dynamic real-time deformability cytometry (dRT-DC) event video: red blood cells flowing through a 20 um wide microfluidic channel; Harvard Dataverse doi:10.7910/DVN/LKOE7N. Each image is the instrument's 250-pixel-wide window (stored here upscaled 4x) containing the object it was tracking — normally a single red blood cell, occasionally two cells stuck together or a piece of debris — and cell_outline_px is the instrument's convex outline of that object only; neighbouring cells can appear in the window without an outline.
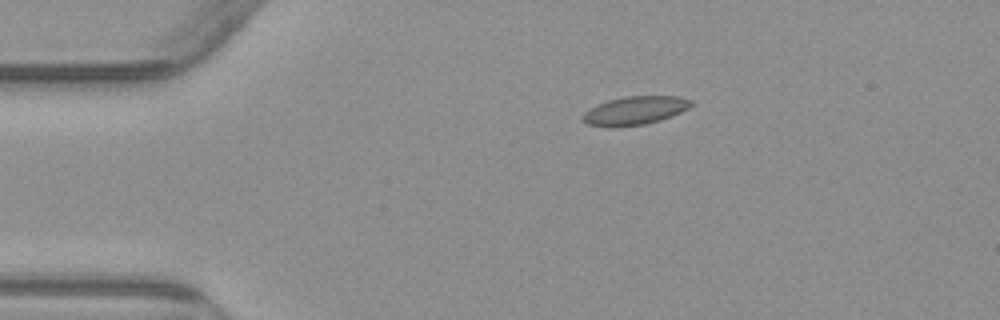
{"species": "common noctule bat (a hibernating species)", "species_latin": "Nyctalus noctula", "temperature_condition": "warm", "stored_images_in_passage": 3, "camera_frame_rate_fps": 3000, "um_per_image_px": 0.085, "animal": {"sex": "male", "body_mass_g": 23.1, "forearm_length_mm": 52.7}, "frame": {"image": 1, "passage_image": 1, "time_ms": 0.0, "image_size_px": [1000, 320], "cell_outline_px": [[692, 104], [688, 108], [672, 116], [660, 120], [644, 124], [612, 128], [588, 124], [580, 120], [580, 116], [584, 112], [608, 100], [624, 96], [680, 96], [692, 100]], "centroid_in_image_um": [53.95, 9.4], "position_along_channel_um": 31.1, "area_um2": 18.03}}
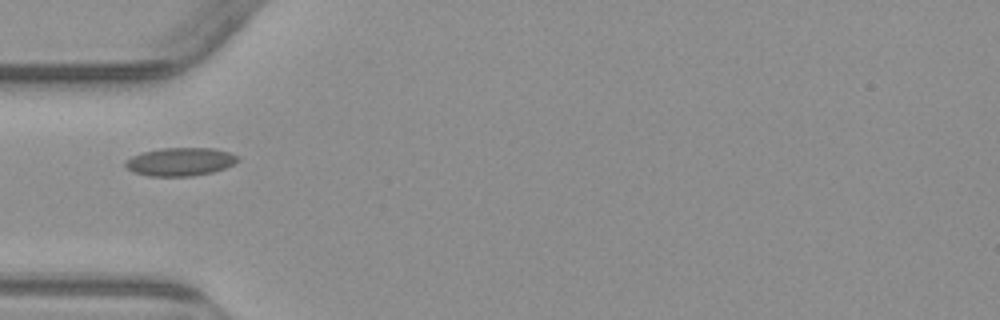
{"frame": {"image": 2, "passage_image": 3, "time_ms": 2.333, "image_size_px": [1000, 320], "cell_outline_px": [[240, 160], [224, 168], [212, 172], [192, 176], [148, 176], [132, 172], [124, 164], [132, 156], [144, 152], [160, 148], [212, 148], [228, 152], [240, 156]], "centroid_in_image_um": [15.34, 13.75], "position_along_channel_um": 69.7, "area_um2": 18.38}}